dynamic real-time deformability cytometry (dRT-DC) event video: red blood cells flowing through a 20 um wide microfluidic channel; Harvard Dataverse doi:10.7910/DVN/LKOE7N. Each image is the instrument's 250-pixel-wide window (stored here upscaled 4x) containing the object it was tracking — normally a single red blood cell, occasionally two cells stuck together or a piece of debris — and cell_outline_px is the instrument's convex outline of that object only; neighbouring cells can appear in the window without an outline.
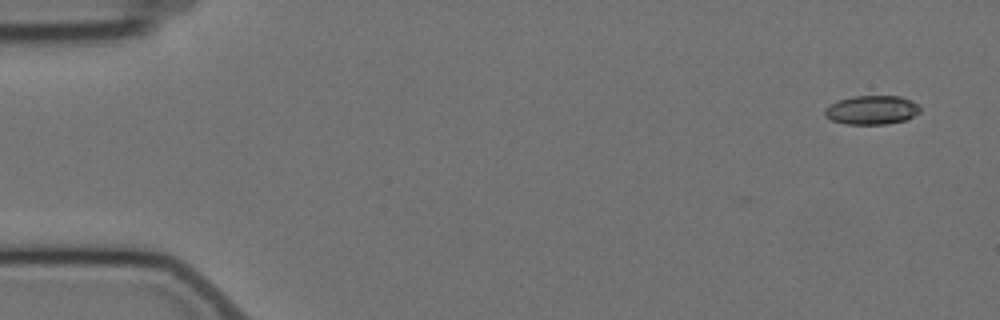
{"species": "Egyptian fruit bat (a non-hibernating species)", "species_latin": "Rousettus aegyptiacus", "temperature_condition": "cold", "stored_images_in_passage": 6, "camera_frame_rate_fps": 3000, "um_per_image_px": 0.085, "animal": {"sex": "female"}, "frame": {"image": 1, "passage_image": 1, "time_ms": 0.0, "image_size_px": [1000, 320], "cell_outline_px": [[920, 112], [908, 120], [884, 124], [844, 124], [832, 120], [824, 116], [824, 108], [840, 100], [852, 96], [900, 96], [912, 100], [920, 108]], "centroid_in_image_um": [74.11, 9.35], "position_along_channel_um": 10.9, "area_um2": 16.13}}
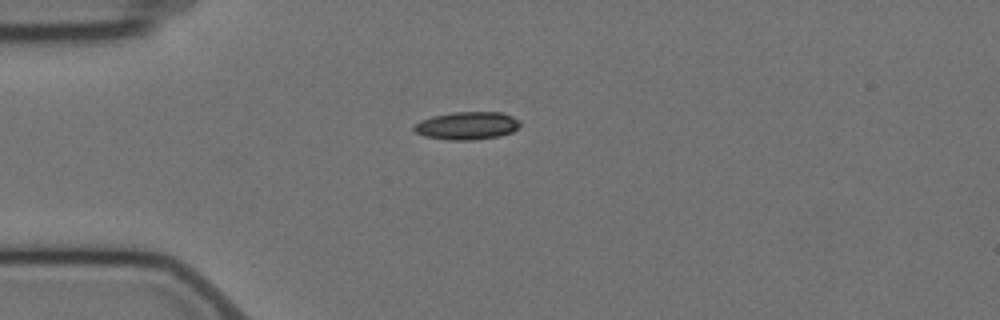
{"frame": {"image": 2, "passage_image": 4, "time_ms": 4.0, "image_size_px": [1000, 320], "cell_outline_px": [[520, 124], [512, 132], [500, 136], [472, 140], [452, 140], [424, 136], [416, 132], [412, 128], [420, 120], [432, 116], [452, 112], [500, 112], [512, 116], [520, 120]], "centroid_in_image_um": [39.7, 10.68], "position_along_channel_um": 45.3, "area_um2": 17.17}}
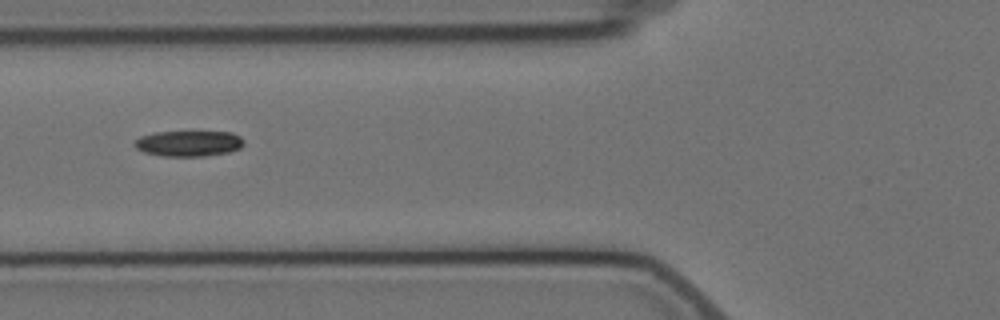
{"frame": {"image": 3, "passage_image": 6, "time_ms": 6.333, "image_size_px": [1000, 320], "cell_outline_px": [[244, 144], [240, 148], [228, 152], [204, 156], [160, 156], [144, 152], [136, 148], [132, 144], [140, 136], [156, 132], [232, 132], [240, 136], [244, 140]], "centroid_in_image_um": [16.03, 12.19], "position_along_channel_um": 109.8, "area_um2": 16.42}}